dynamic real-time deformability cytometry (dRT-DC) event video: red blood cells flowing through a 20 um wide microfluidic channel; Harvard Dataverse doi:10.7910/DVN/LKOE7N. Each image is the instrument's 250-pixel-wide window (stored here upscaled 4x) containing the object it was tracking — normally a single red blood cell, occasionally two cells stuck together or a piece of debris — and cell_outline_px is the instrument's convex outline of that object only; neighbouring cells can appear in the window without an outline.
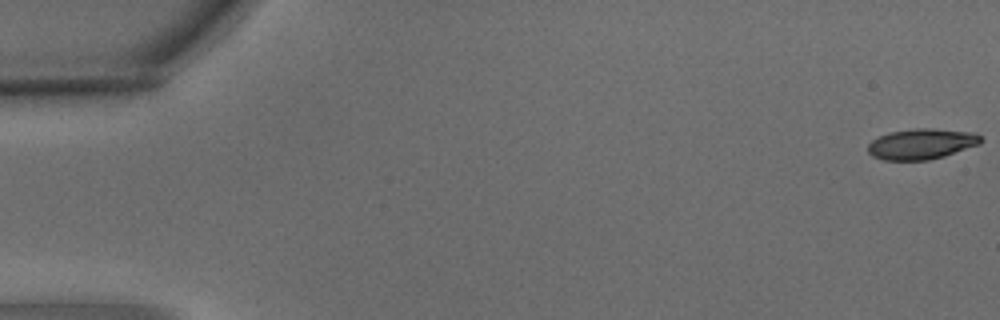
{"species": "common noctule bat (a hibernating species)", "species_latin": "Nyctalus noctula", "temperature_condition": "warm", "stored_images_in_passage": 4, "camera_frame_rate_fps": 3000, "um_per_image_px": 0.085, "animal": {"sex": "male", "body_mass_g": 15.6}, "frame": {"image": 1, "passage_image": 1, "time_ms": 0.0, "image_size_px": [1000, 320], "cell_outline_px": [[984, 140], [980, 144], [944, 156], [928, 160], [884, 160], [872, 156], [868, 152], [868, 144], [872, 140], [880, 136], [892, 132], [916, 128], [932, 128], [972, 132], [980, 136]], "centroid_in_image_um": [78.34, 12.24], "position_along_channel_um": 6.7, "area_um2": 20.06}}
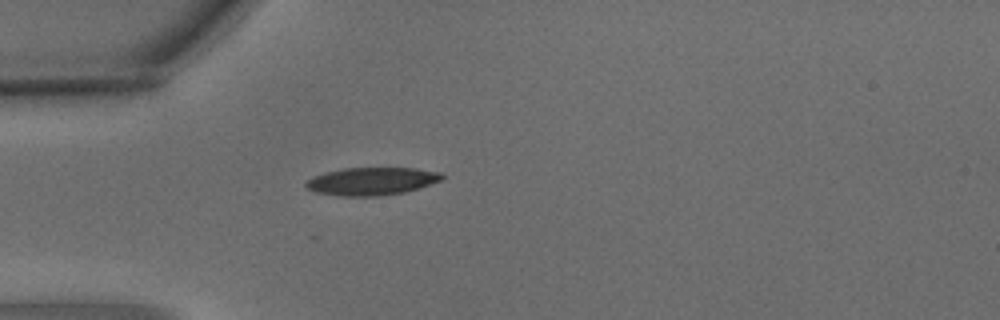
{"frame": {"image": 2, "passage_image": 4, "time_ms": 1.0, "image_size_px": [1000, 320], "cell_outline_px": [[444, 176], [440, 180], [404, 192], [380, 196], [344, 196], [316, 192], [308, 188], [304, 184], [312, 176], [324, 172], [344, 168], [416, 168], [440, 172]], "centroid_in_image_um": [31.56, 15.39], "position_along_channel_um": 53.4, "area_um2": 21.79}}